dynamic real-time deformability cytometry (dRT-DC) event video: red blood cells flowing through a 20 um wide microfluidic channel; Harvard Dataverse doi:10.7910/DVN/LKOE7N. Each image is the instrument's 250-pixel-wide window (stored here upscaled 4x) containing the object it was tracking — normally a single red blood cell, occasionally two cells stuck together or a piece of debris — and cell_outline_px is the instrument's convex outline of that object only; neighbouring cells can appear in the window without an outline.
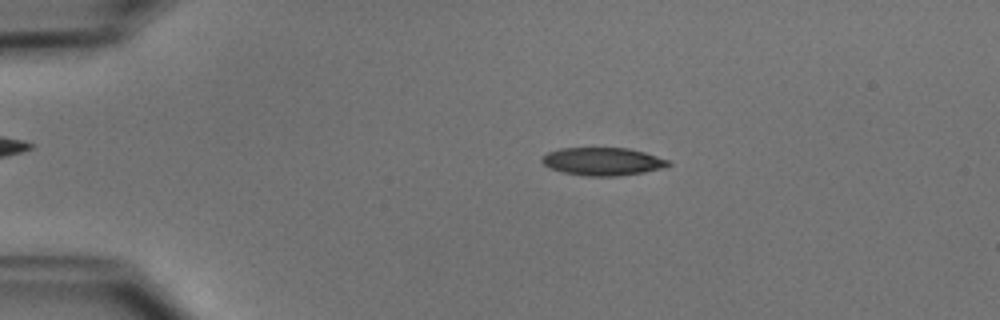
{"species": "common noctule bat (a hibernating species)", "species_latin": "Nyctalus noctula", "temperature_condition": "cold", "stored_images_in_passage": 50, "camera_frame_rate_fps": 3000, "um_per_image_px": 0.085, "animal": {"sex": "male", "body_mass_g": 15.6}, "frame": {"image": 1, "passage_image": 10, "time_ms": 3.0, "image_size_px": [1000, 320], "cell_outline_px": [[672, 164], [664, 168], [644, 172], [620, 176], [588, 176], [564, 172], [548, 168], [540, 160], [548, 152], [560, 148], [628, 148], [644, 152], [668, 160]], "centroid_in_image_um": [51.24, 13.73], "position_along_channel_um": 33.8, "area_um2": 20.52}}
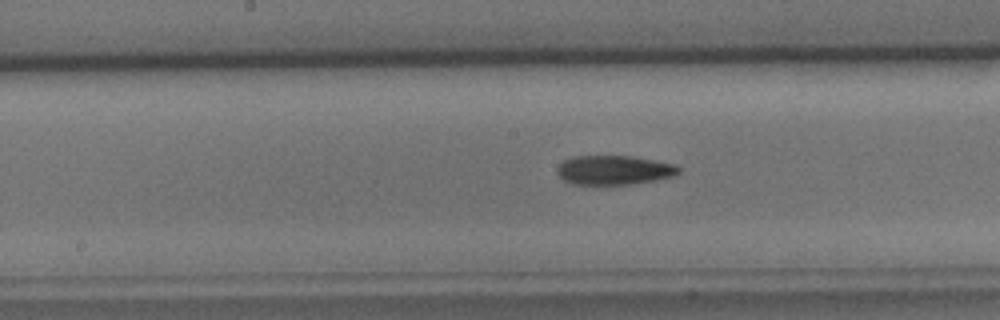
{"frame": {"image": 2, "passage_image": 26, "time_ms": 8.333, "image_size_px": [1000, 320], "cell_outline_px": [[680, 172], [676, 176], [656, 180], [632, 184], [572, 184], [564, 180], [556, 172], [556, 168], [564, 160], [576, 156], [632, 156], [676, 164], [680, 168]], "centroid_in_image_um": [52.23, 14.46], "position_along_channel_um": 196.0, "area_um2": 20.81}}
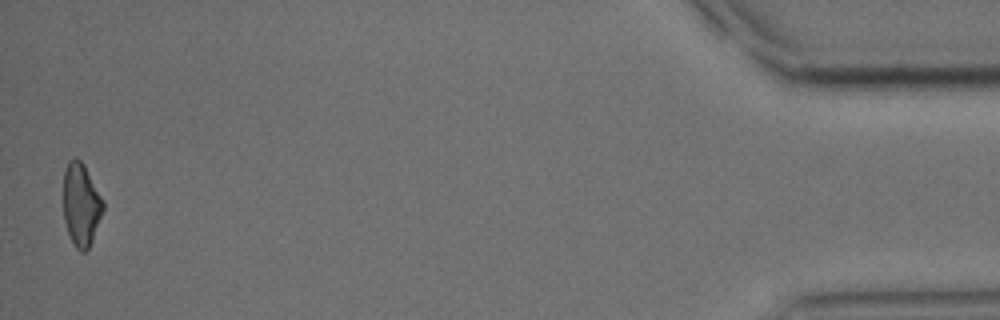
{"frame": {"image": 3, "passage_image": 50, "time_ms": 16.333, "image_size_px": [1000, 320], "cell_outline_px": [[104, 208], [92, 240], [88, 248], [84, 252], [80, 252], [72, 244], [64, 220], [64, 172], [68, 160], [80, 160], [84, 164], [104, 200]], "centroid_in_image_um": [6.9, 17.41], "position_along_channel_um": 428.3, "area_um2": 19.07}, "authors_computed_cell_mechanics": {"area_um2": 20.6057, "velocity_mm_per_s": 3.9496, "shape_relaxation_time_tau1_ms": 6.2215, "shape_relaxation_time_tau2_ms": 9.2608, "deformation_change_tau1": 0.1562, "deformation_change_tau2": 0.2102}}